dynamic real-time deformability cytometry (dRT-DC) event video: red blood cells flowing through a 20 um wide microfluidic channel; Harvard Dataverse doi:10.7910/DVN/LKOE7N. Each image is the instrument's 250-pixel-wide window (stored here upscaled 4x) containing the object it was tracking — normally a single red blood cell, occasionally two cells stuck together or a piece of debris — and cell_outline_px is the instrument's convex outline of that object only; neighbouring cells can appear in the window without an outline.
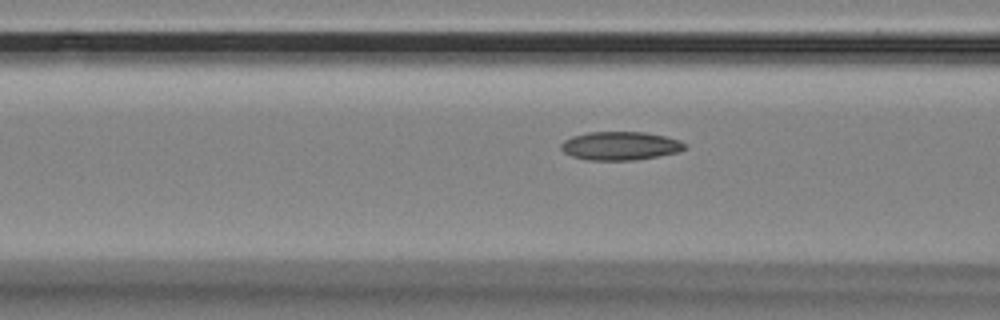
{"species": "Egyptian fruit bat (a non-hibernating species)", "species_latin": "Rousettus aegyptiacus", "temperature_condition": "room temperature", "stored_images_in_passage": 21, "camera_frame_rate_fps": 3000, "um_per_image_px": 0.085, "animal": {"sex": "female"}, "frame": {"image": 1, "passage_image": 18, "time_ms": 5.667, "image_size_px": [1000, 320], "cell_outline_px": [[688, 148], [680, 152], [636, 160], [588, 160], [572, 156], [564, 152], [560, 148], [560, 144], [564, 140], [572, 136], [588, 132], [644, 132], [664, 136], [680, 140], [688, 144]], "centroid_in_image_um": [52.76, 12.4], "position_along_channel_um": 113.8, "area_um2": 20.75}}